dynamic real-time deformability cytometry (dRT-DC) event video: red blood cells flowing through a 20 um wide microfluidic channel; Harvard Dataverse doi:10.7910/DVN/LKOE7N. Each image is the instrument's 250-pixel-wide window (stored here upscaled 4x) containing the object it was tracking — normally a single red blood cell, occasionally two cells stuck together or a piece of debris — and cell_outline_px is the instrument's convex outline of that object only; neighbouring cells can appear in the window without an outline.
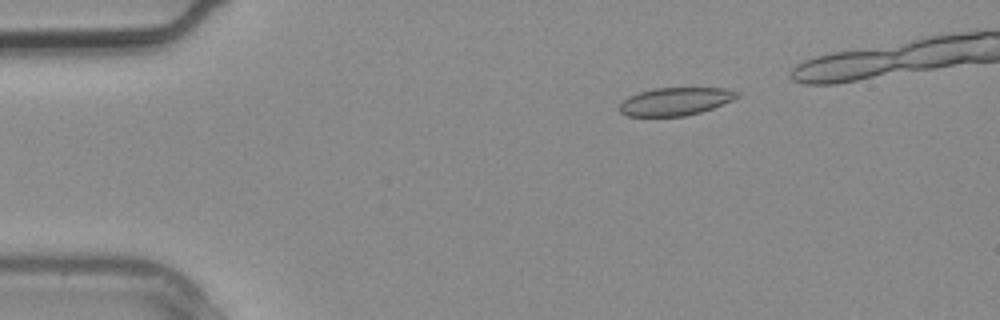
{"species": "common noctule bat (a hibernating species)", "species_latin": "Nyctalus noctula", "temperature_condition": "warm", "stored_images_in_passage": 3, "camera_frame_rate_fps": 3000, "um_per_image_px": 0.085, "animal": {"sex": "male", "body_mass_g": 20.4}, "frame": {"image": 1, "passage_image": 1, "time_ms": 0.0, "image_size_px": [1000, 320], "cell_outline_px": [[740, 96], [732, 100], [712, 108], [700, 112], [684, 116], [628, 116], [620, 112], [620, 104], [628, 96], [640, 92], [656, 88], [724, 88], [740, 92]], "centroid_in_image_um": [57.42, 8.62], "position_along_channel_um": 27.6, "area_um2": 18.96}}